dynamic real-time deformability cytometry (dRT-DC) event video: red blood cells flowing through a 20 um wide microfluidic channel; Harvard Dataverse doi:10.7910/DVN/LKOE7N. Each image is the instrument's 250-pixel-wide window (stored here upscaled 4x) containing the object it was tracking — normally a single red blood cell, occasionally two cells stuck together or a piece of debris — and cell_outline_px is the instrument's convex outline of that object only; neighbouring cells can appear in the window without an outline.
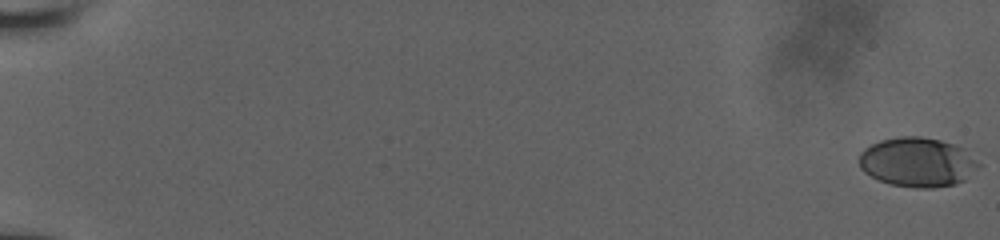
{"species": "human", "species_latin": "Homo sapiens", "temperature_condition": "room temperature", "stored_images_in_passage": 58, "camera_frame_rate_fps": 3000, "um_per_image_px": 0.085, "donor": {"sex": "male"}, "frame": {"image": 1, "passage_image": 1, "time_ms": 0.0, "image_size_px": [1000, 240], "cell_outline_px": [[980, 164], [964, 180], [956, 184], [932, 188], [916, 188], [892, 184], [880, 180], [864, 172], [860, 168], [860, 152], [864, 148], [880, 140], [900, 136], [920, 136], [940, 140], [964, 148]], "centroid_in_image_um": [77.97, 13.78], "position_along_channel_um": 7.0, "area_um2": 34.16}}
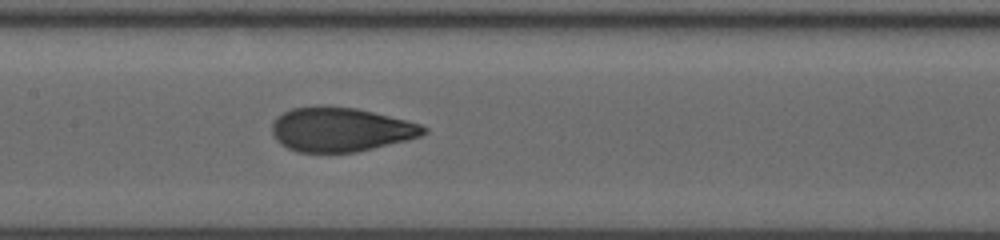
{"frame": {"image": 2, "passage_image": 32, "time_ms": 10.333, "image_size_px": [1000, 240], "cell_outline_px": [[428, 132], [420, 136], [408, 140], [356, 152], [296, 152], [280, 144], [276, 140], [272, 132], [272, 124], [276, 116], [292, 108], [316, 104], [328, 104], [356, 108], [408, 120], [420, 124], [428, 128]], "centroid_in_image_um": [28.94, 10.98], "position_along_channel_um": 178.5, "area_um2": 39.65}}
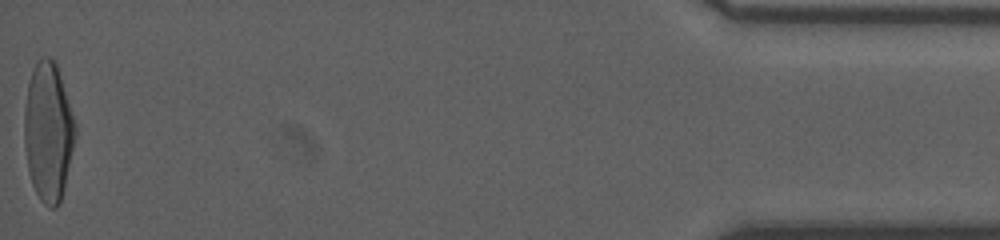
{"frame": {"image": 3, "passage_image": 58, "time_ms": 19.0, "image_size_px": [1000, 240], "cell_outline_px": [[76, 136], [60, 204], [56, 208], [48, 208], [40, 200], [32, 184], [28, 172], [24, 144], [24, 108], [28, 84], [32, 68], [36, 60], [40, 56], [48, 56], [56, 60], [76, 124]], "centroid_in_image_um": [4.09, 11.16], "position_along_channel_um": 431.1, "area_um2": 41.85}, "authors_computed_cell_mechanics": {"area_um2": 38.4659, "velocity_mm_per_s": 3.9002, "shape_relaxation_time_tau1_ms": 5.0663, "shape_relaxation_time_tau2_ms": null, "deformation_change_tau1": 0.2202, "deformation_change_tau2": null}}